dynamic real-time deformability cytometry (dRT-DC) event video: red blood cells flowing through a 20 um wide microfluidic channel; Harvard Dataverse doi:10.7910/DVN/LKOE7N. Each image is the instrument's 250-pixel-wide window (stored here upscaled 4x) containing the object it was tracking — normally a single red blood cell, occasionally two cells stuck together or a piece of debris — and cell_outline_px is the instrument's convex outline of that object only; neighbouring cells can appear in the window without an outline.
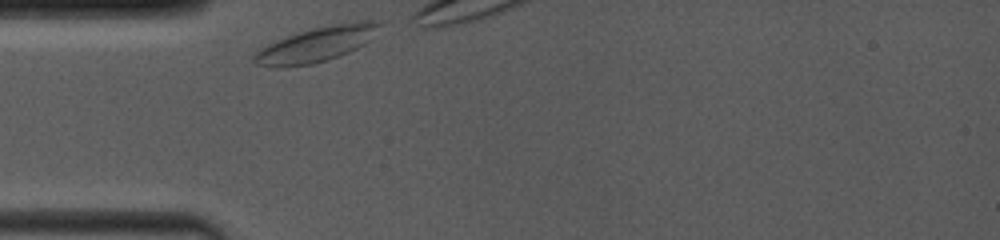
{"species": "common noctule bat (a hibernating species)", "species_latin": "Nyctalus noctula", "temperature_condition": "room temperature", "stored_images_in_passage": 6, "camera_frame_rate_fps": 4000, "um_per_image_px": 0.085, "animal": {"sex": "female", "body_mass_g": 19.0, "forearm_length_mm": 53.3}, "frame": {"image": 1, "passage_image": 1, "time_ms": 0.0, "image_size_px": [1000, 240], "cell_outline_px": [[384, 24], [372, 40], [348, 52], [328, 60], [312, 64], [280, 68], [256, 64], [252, 60], [252, 56], [260, 48], [276, 40], [300, 32], [316, 28], [336, 24], [360, 20], [376, 20]], "centroid_in_image_um": [26.95, 3.77], "position_along_channel_um": 58.0, "area_um2": 25.55}}
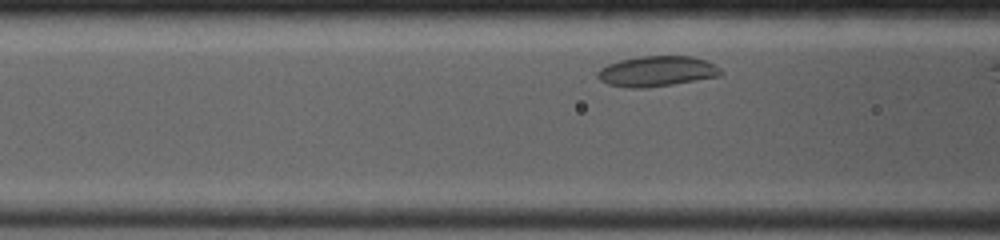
{"frame": {"image": 2, "passage_image": 5, "time_ms": 1.5, "image_size_px": [1000, 240], "cell_outline_px": [[724, 72], [720, 76], [672, 84], [644, 88], [628, 88], [608, 84], [600, 80], [596, 76], [596, 72], [600, 68], [608, 64], [620, 60], [640, 56], [692, 56], [704, 60], [720, 68]], "centroid_in_image_um": [55.8, 6.06], "position_along_channel_um": 110.8, "area_um2": 21.79}}